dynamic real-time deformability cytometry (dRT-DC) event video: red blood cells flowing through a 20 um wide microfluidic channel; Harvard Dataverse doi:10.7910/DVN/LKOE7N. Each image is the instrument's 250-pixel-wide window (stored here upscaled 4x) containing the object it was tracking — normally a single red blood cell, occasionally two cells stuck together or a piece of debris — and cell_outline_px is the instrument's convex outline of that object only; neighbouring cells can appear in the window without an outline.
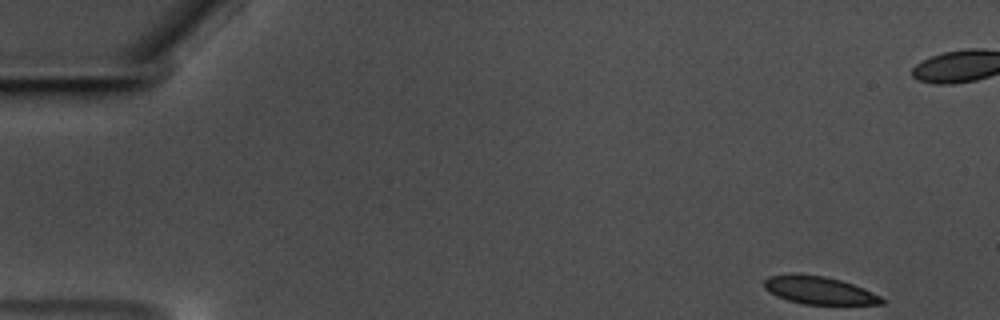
{"species": "common noctule bat (a hibernating species)", "species_latin": "Nyctalus noctula", "temperature_condition": "warm", "stored_images_in_passage": 56, "camera_frame_rate_fps": 3000, "um_per_image_px": 0.085, "animal": {"sex": "male", "body_mass_g": 17.5, "forearm_length_mm": 52.3}, "frame": {"image": 1, "passage_image": 1, "time_ms": 0.0, "image_size_px": [1000, 320], "cell_outline_px": [[888, 300], [884, 304], [804, 304], [788, 300], [776, 296], [768, 292], [764, 288], [764, 280], [768, 276], [792, 272], [824, 276], [840, 280], [864, 288]], "centroid_in_image_um": [69.59, 24.66], "position_along_channel_um": 15.4, "area_um2": 19.31}}
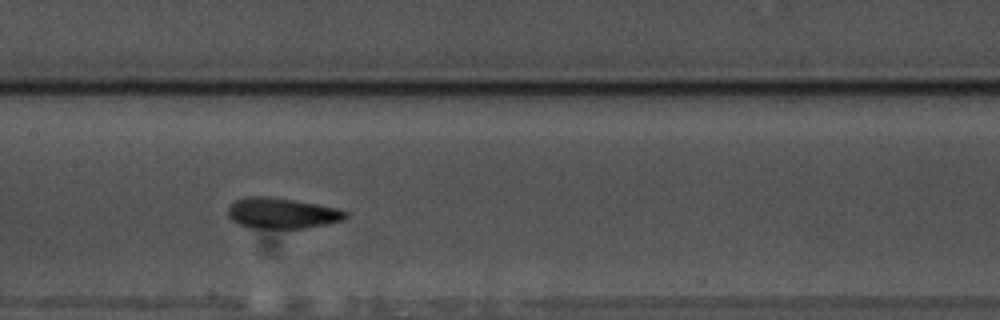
{"frame": {"image": 2, "passage_image": 26, "time_ms": 8.333, "image_size_px": [1000, 320], "cell_outline_px": [[348, 216], [344, 220], [328, 224], [304, 228], [248, 228], [232, 220], [228, 216], [228, 204], [244, 196], [268, 196], [340, 208], [348, 212]], "centroid_in_image_um": [23.96, 18.12], "position_along_channel_um": 183.4, "area_um2": 21.27}}
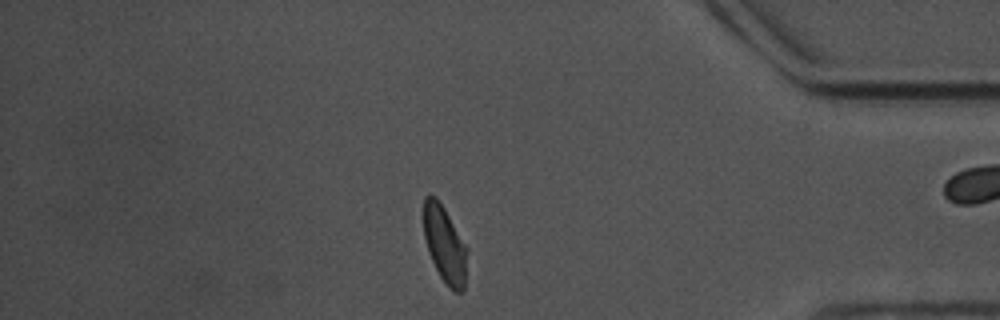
{"frame": {"image": 3, "passage_image": 47, "time_ms": 15.333, "image_size_px": [1000, 320], "cell_outline_px": [[468, 248], [464, 292], [456, 292], [448, 288], [440, 276], [428, 252], [424, 236], [424, 196], [436, 196], [444, 208]], "centroid_in_image_um": [37.82, 20.81], "position_along_channel_um": 397.4, "area_um2": 19.48}, "authors_computed_cell_mechanics": {"area_um2": 20.4323, "velocity_mm_per_s": 3.4845, "shape_relaxation_time_tau1_ms": 5.5096, "shape_relaxation_time_tau2_ms": 1.653, "deformation_change_tau1": 0.1148, "deformation_change_tau2": 0.0697}}